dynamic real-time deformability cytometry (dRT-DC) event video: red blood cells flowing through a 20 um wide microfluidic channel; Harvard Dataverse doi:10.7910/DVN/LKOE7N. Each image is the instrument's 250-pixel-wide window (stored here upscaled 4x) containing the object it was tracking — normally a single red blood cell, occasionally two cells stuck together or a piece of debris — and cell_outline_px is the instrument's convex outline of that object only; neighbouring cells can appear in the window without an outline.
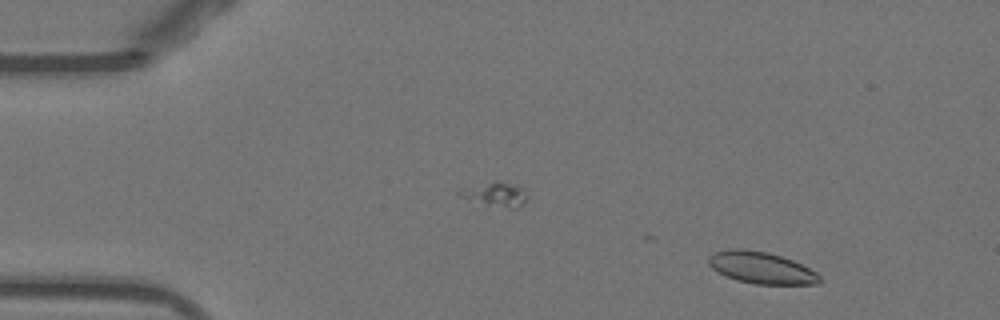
{"species": "Egyptian fruit bat (a non-hibernating species)", "species_latin": "Rousettus aegyptiacus", "temperature_condition": "warm", "stored_images_in_passage": 16, "camera_frame_rate_fps": 3000, "um_per_image_px": 0.085, "animal": {"sex": "female"}, "frame": {"image": 1, "passage_image": 1, "time_ms": 0.0, "image_size_px": [1000, 320], "cell_outline_px": [[820, 284], [756, 284], [736, 280], [724, 276], [712, 268], [708, 264], [708, 256], [712, 252], [728, 248], [740, 248], [768, 252], [792, 260], [816, 272], [820, 276]], "centroid_in_image_um": [64.65, 22.75], "position_along_channel_um": 20.4, "area_um2": 20.69}}
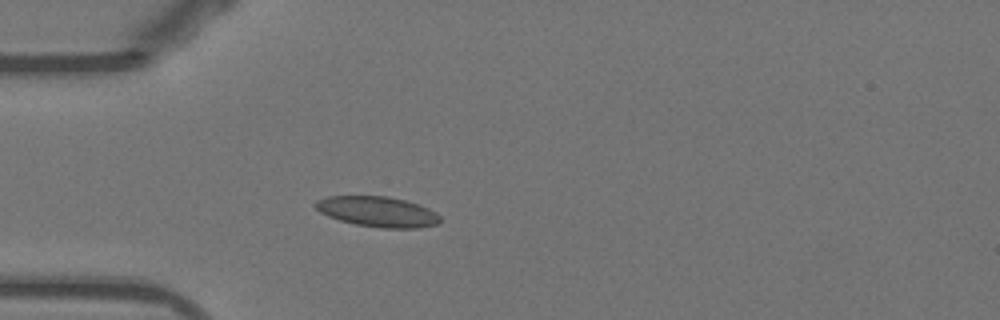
{"frame": {"image": 2, "passage_image": 10, "time_ms": 3.0, "image_size_px": [1000, 320], "cell_outline_px": [[440, 220], [436, 224], [420, 228], [380, 228], [356, 224], [340, 220], [328, 216], [320, 212], [312, 204], [316, 200], [328, 196], [388, 196], [420, 204], [436, 212], [440, 216]], "centroid_in_image_um": [32.09, 17.99], "position_along_channel_um": 52.9, "area_um2": 22.14}}